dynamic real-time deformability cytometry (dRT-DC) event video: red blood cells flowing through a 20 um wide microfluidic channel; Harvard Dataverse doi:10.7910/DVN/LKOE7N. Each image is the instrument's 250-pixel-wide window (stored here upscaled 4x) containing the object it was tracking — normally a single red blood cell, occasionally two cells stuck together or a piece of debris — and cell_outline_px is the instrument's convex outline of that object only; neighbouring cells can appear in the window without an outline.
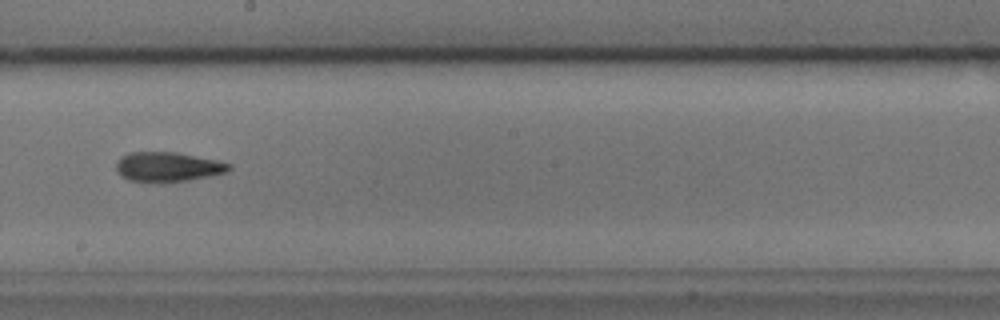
{"species": "common noctule bat (a hibernating species)", "species_latin": "Nyctalus noctula", "temperature_condition": "cold", "stored_images_in_passage": 41, "camera_frame_rate_fps": 3000, "um_per_image_px": 0.085, "animal": {"sex": "male", "body_mass_g": 17.9, "forearm_length_mm": 54.2}, "frame": {"image": 1, "passage_image": 18, "time_ms": 5.667, "image_size_px": [1000, 320], "cell_outline_px": [[232, 168], [228, 172], [188, 180], [128, 180], [120, 176], [116, 168], [116, 164], [128, 152], [176, 152], [216, 160], [232, 164]], "centroid_in_image_um": [14.3, 14.15], "position_along_channel_um": 233.9, "area_um2": 18.84}, "authors_computed_cell_mechanics": {"area_um2": 18.9006, "velocity_mm_per_s": 3.7901, "shape_relaxation_time_tau1_ms": 7.8634, "shape_relaxation_time_tau2_ms": 3.3613, "deformation_change_tau1": 0.2068, "deformation_change_tau2": 0.1356}}